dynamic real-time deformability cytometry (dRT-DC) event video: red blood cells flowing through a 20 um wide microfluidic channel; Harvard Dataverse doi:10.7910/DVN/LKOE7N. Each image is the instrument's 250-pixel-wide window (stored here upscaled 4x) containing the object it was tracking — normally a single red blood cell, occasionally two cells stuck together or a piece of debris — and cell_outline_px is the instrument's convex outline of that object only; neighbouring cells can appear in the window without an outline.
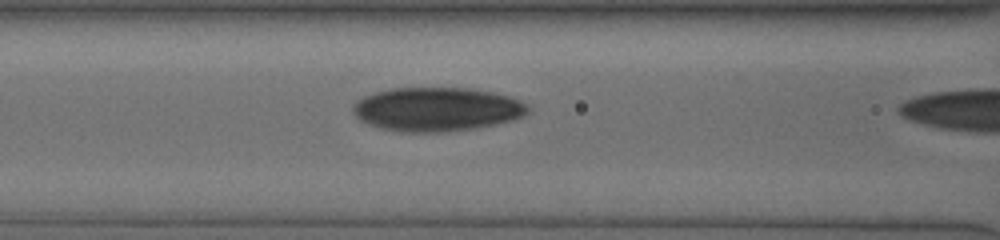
{"species": "human", "species_latin": "Homo sapiens", "temperature_condition": "cold", "stored_images_in_passage": 25, "camera_frame_rate_fps": 3000, "um_per_image_px": 0.085, "donor": {"sex": "male"}, "frame": {"image": 1, "passage_image": 24, "time_ms": 7.667, "image_size_px": [1000, 240], "cell_outline_px": [[528, 112], [512, 120], [476, 128], [444, 132], [400, 132], [380, 128], [368, 124], [360, 120], [352, 112], [352, 104], [356, 100], [364, 96], [376, 92], [392, 88], [472, 88], [492, 92], [508, 96], [528, 104]], "centroid_in_image_um": [37.08, 9.29], "position_along_channel_um": 129.5, "area_um2": 44.8}}